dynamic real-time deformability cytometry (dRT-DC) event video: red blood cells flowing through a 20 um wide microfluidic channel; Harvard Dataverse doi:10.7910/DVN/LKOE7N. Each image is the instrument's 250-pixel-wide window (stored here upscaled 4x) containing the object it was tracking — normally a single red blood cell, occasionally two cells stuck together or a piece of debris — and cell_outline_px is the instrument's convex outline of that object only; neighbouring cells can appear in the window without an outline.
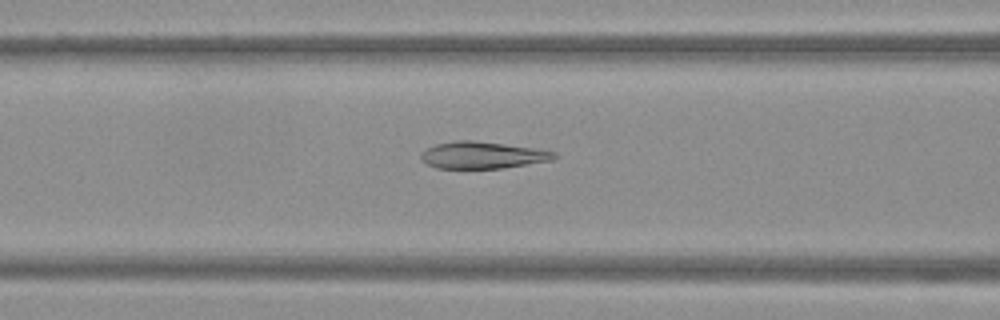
{"species": "Egyptian fruit bat (a non-hibernating species)", "species_latin": "Rousettus aegyptiacus", "temperature_condition": "warm", "stored_images_in_passage": 49, "camera_frame_rate_fps": 3000, "um_per_image_px": 0.085, "frame": {"image": 1, "passage_image": 20, "time_ms": 6.333, "image_size_px": [1000, 320], "cell_outline_px": [[556, 156], [552, 160], [504, 168], [436, 168], [420, 160], [420, 152], [424, 148], [436, 144], [456, 140], [472, 140], [504, 144], [532, 148], [556, 152]], "centroid_in_image_um": [40.94, 13.18], "position_along_channel_um": 125.7, "area_um2": 20.87}}
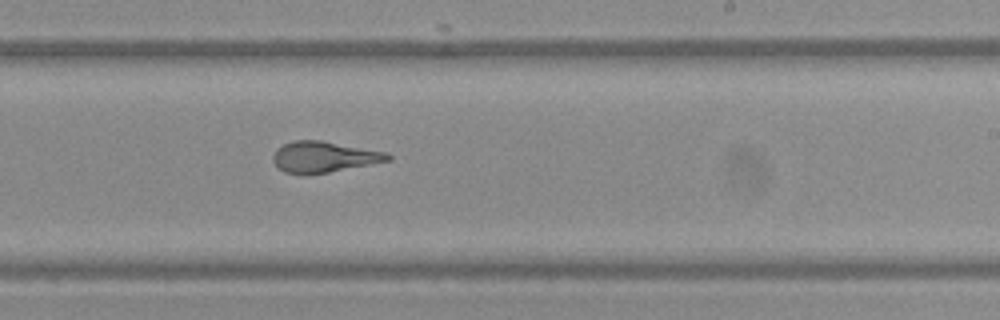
{"frame": {"image": 2, "passage_image": 30, "time_ms": 9.667, "image_size_px": [1000, 320], "cell_outline_px": [[392, 160], [328, 172], [284, 172], [272, 160], [272, 156], [276, 148], [292, 140], [320, 140], [388, 152], [392, 156]], "centroid_in_image_um": [27.57, 13.3], "position_along_channel_um": 261.4, "area_um2": 20.29}}
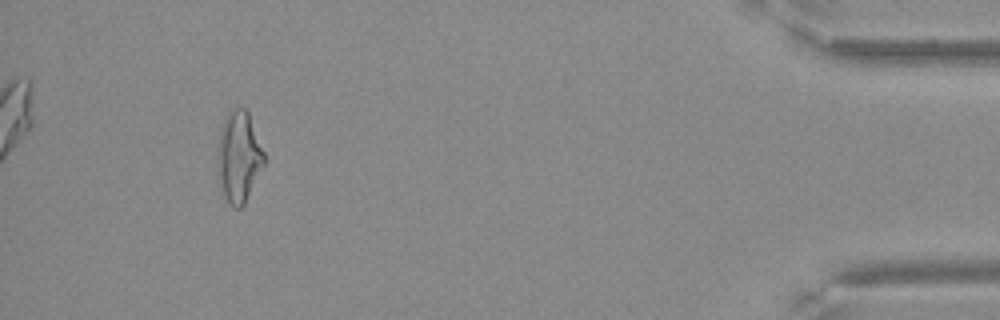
{"frame": {"image": 3, "passage_image": 46, "time_ms": 15.0, "image_size_px": [1000, 320], "cell_outline_px": [[264, 164], [244, 204], [240, 208], [236, 208], [224, 196], [220, 184], [216, 160], [216, 148], [220, 128], [224, 116], [228, 112], [236, 108], [248, 108], [264, 152]], "centroid_in_image_um": [20.27, 13.25], "position_along_channel_um": 414.9, "area_um2": 24.97}}